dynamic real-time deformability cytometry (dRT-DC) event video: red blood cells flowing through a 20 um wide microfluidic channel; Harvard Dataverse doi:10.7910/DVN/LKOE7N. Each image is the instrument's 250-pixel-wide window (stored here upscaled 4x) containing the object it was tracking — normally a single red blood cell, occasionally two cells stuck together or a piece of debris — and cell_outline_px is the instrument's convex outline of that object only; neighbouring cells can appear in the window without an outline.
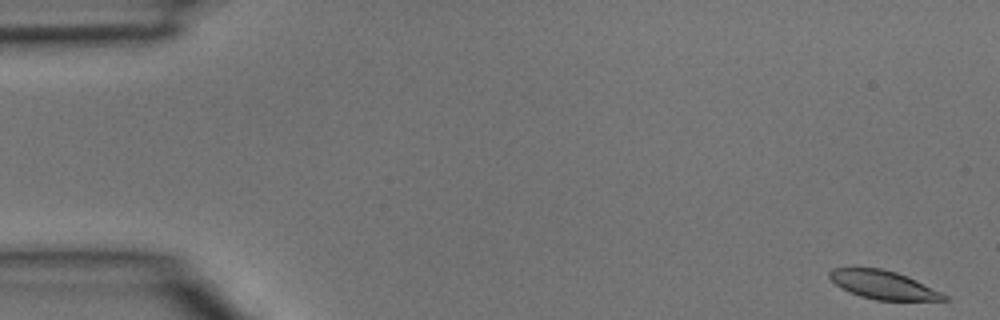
{"species": "common noctule bat (a hibernating species)", "species_latin": "Nyctalus noctula", "temperature_condition": "room temperature", "stored_images_in_passage": 4, "camera_frame_rate_fps": 3000, "um_per_image_px": 0.085, "animal": {"sex": "male", "body_mass_g": 15.6}, "frame": {"image": 1, "passage_image": 1, "time_ms": 0.0, "image_size_px": [1000, 320], "cell_outline_px": [[948, 300], [876, 300], [860, 296], [848, 292], [840, 288], [828, 276], [828, 272], [832, 268], [880, 268], [896, 272], [908, 276], [948, 296]], "centroid_in_image_um": [75.04, 24.21], "position_along_channel_um": 10.0, "area_um2": 18.84}}
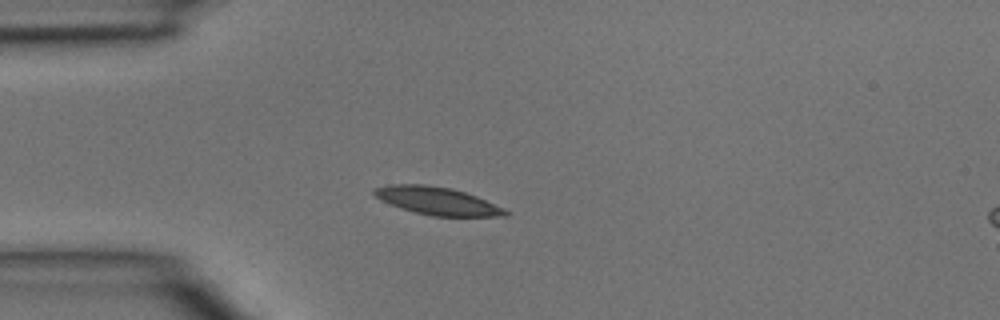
{"frame": {"image": 2, "passage_image": 4, "time_ms": 1.0, "image_size_px": [1000, 320], "cell_outline_px": [[508, 216], [432, 216], [400, 208], [376, 196], [372, 192], [372, 188], [388, 184], [428, 184], [452, 188], [476, 196], [504, 208], [508, 212]], "centroid_in_image_um": [37.16, 17.06], "position_along_channel_um": 47.8, "area_um2": 21.1}}